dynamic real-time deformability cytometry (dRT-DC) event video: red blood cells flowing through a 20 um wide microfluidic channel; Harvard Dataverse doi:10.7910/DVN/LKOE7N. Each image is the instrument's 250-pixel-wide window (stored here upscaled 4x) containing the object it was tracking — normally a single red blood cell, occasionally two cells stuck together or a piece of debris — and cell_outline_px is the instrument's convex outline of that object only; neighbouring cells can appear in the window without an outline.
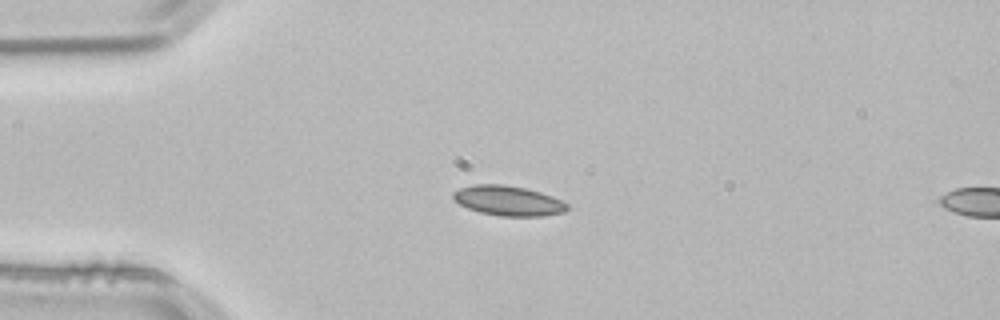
{"species": "common noctule bat (a hibernating species)", "species_latin": "Nyctalus noctula", "temperature_condition": "room temperature", "stored_images_in_passage": 4, "camera_frame_rate_fps": 3000, "um_per_image_px": 0.085, "animal": {"sex": "male", "body_mass_g": 21.5, "forearm_length_mm": 52.0}, "frame": {"image": 1, "passage_image": 1, "time_ms": 0.0, "image_size_px": [1000, 320], "cell_outline_px": [[568, 208], [564, 212], [544, 216], [500, 216], [480, 212], [468, 208], [460, 204], [452, 196], [452, 192], [460, 188], [476, 184], [504, 184], [524, 188], [540, 192], [552, 196], [568, 204]], "centroid_in_image_um": [43.2, 17.06], "position_along_channel_um": 41.8, "area_um2": 19.77}}